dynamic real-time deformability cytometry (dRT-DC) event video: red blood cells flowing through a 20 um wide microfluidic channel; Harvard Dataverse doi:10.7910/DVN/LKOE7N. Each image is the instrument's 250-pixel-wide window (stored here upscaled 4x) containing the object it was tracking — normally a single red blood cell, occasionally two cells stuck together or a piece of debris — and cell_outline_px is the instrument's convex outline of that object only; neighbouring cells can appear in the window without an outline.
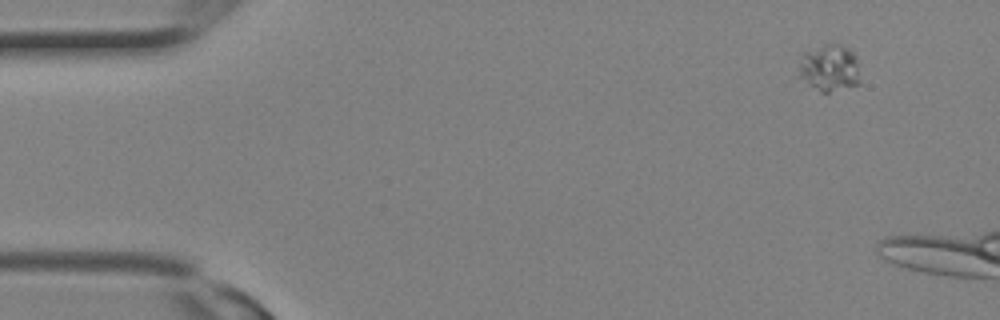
{"species": "Egyptian fruit bat (a non-hibernating species)", "species_latin": "Rousettus aegyptiacus", "temperature_condition": "room temperature", "stored_images_in_passage": 2, "camera_frame_rate_fps": 3000, "um_per_image_px": 0.085, "animal": {"sex": "female"}, "frame": {"image": 1, "passage_image": 1, "time_ms": 0.0, "image_size_px": [1000, 320], "cell_outline_px": [[860, 84], [828, 92], [820, 92], [808, 84], [800, 76], [800, 64], [804, 52], [824, 44], [840, 44], [852, 52], [856, 56], [860, 80]], "centroid_in_image_um": [70.53, 5.78], "position_along_channel_um": 14.5, "area_um2": 16.53}}